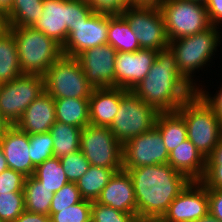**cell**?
Segmentation results:
<instances>
[{
	"mask_svg": "<svg viewBox=\"0 0 222 222\" xmlns=\"http://www.w3.org/2000/svg\"><path fill=\"white\" fill-rule=\"evenodd\" d=\"M126 170L132 180L138 220L161 219L191 180L168 163Z\"/></svg>",
	"mask_w": 222,
	"mask_h": 222,
	"instance_id": "cell-1",
	"label": "cell"
},
{
	"mask_svg": "<svg viewBox=\"0 0 222 222\" xmlns=\"http://www.w3.org/2000/svg\"><path fill=\"white\" fill-rule=\"evenodd\" d=\"M195 85L181 75L175 54L167 48L158 51L146 77L131 91L158 112H172L196 92Z\"/></svg>",
	"mask_w": 222,
	"mask_h": 222,
	"instance_id": "cell-2",
	"label": "cell"
},
{
	"mask_svg": "<svg viewBox=\"0 0 222 222\" xmlns=\"http://www.w3.org/2000/svg\"><path fill=\"white\" fill-rule=\"evenodd\" d=\"M14 32L22 74L44 76L62 55V45L39 30L30 27L6 26Z\"/></svg>",
	"mask_w": 222,
	"mask_h": 222,
	"instance_id": "cell-3",
	"label": "cell"
},
{
	"mask_svg": "<svg viewBox=\"0 0 222 222\" xmlns=\"http://www.w3.org/2000/svg\"><path fill=\"white\" fill-rule=\"evenodd\" d=\"M177 111L186 122L188 139L207 159L222 139V123L197 92L193 93Z\"/></svg>",
	"mask_w": 222,
	"mask_h": 222,
	"instance_id": "cell-4",
	"label": "cell"
},
{
	"mask_svg": "<svg viewBox=\"0 0 222 222\" xmlns=\"http://www.w3.org/2000/svg\"><path fill=\"white\" fill-rule=\"evenodd\" d=\"M94 13L87 0H43L42 16L32 27L63 46L68 33Z\"/></svg>",
	"mask_w": 222,
	"mask_h": 222,
	"instance_id": "cell-5",
	"label": "cell"
},
{
	"mask_svg": "<svg viewBox=\"0 0 222 222\" xmlns=\"http://www.w3.org/2000/svg\"><path fill=\"white\" fill-rule=\"evenodd\" d=\"M217 26L211 25L195 35L169 41V48L175 54L177 67L181 75L191 84L192 73L205 66L220 44V33Z\"/></svg>",
	"mask_w": 222,
	"mask_h": 222,
	"instance_id": "cell-6",
	"label": "cell"
},
{
	"mask_svg": "<svg viewBox=\"0 0 222 222\" xmlns=\"http://www.w3.org/2000/svg\"><path fill=\"white\" fill-rule=\"evenodd\" d=\"M162 13L169 41L195 35L211 26L204 3L191 0H165Z\"/></svg>",
	"mask_w": 222,
	"mask_h": 222,
	"instance_id": "cell-7",
	"label": "cell"
},
{
	"mask_svg": "<svg viewBox=\"0 0 222 222\" xmlns=\"http://www.w3.org/2000/svg\"><path fill=\"white\" fill-rule=\"evenodd\" d=\"M43 77L45 91L54 99L90 98L94 89L75 57L62 55Z\"/></svg>",
	"mask_w": 222,
	"mask_h": 222,
	"instance_id": "cell-8",
	"label": "cell"
},
{
	"mask_svg": "<svg viewBox=\"0 0 222 222\" xmlns=\"http://www.w3.org/2000/svg\"><path fill=\"white\" fill-rule=\"evenodd\" d=\"M159 112L129 90L120 100V106L109 126L116 139L123 145L128 140L155 126Z\"/></svg>",
	"mask_w": 222,
	"mask_h": 222,
	"instance_id": "cell-9",
	"label": "cell"
},
{
	"mask_svg": "<svg viewBox=\"0 0 222 222\" xmlns=\"http://www.w3.org/2000/svg\"><path fill=\"white\" fill-rule=\"evenodd\" d=\"M80 150L90 165L123 169V145L116 139L109 127L89 124L82 129Z\"/></svg>",
	"mask_w": 222,
	"mask_h": 222,
	"instance_id": "cell-10",
	"label": "cell"
},
{
	"mask_svg": "<svg viewBox=\"0 0 222 222\" xmlns=\"http://www.w3.org/2000/svg\"><path fill=\"white\" fill-rule=\"evenodd\" d=\"M140 48L160 51L169 48L162 13L157 6L130 5L122 13Z\"/></svg>",
	"mask_w": 222,
	"mask_h": 222,
	"instance_id": "cell-11",
	"label": "cell"
},
{
	"mask_svg": "<svg viewBox=\"0 0 222 222\" xmlns=\"http://www.w3.org/2000/svg\"><path fill=\"white\" fill-rule=\"evenodd\" d=\"M44 91L43 76L22 74L11 82L0 85V112L13 126Z\"/></svg>",
	"mask_w": 222,
	"mask_h": 222,
	"instance_id": "cell-12",
	"label": "cell"
},
{
	"mask_svg": "<svg viewBox=\"0 0 222 222\" xmlns=\"http://www.w3.org/2000/svg\"><path fill=\"white\" fill-rule=\"evenodd\" d=\"M169 152L154 126L123 144V169L168 163Z\"/></svg>",
	"mask_w": 222,
	"mask_h": 222,
	"instance_id": "cell-13",
	"label": "cell"
},
{
	"mask_svg": "<svg viewBox=\"0 0 222 222\" xmlns=\"http://www.w3.org/2000/svg\"><path fill=\"white\" fill-rule=\"evenodd\" d=\"M208 212L207 187L201 181H191L171 202L161 219L164 222H195Z\"/></svg>",
	"mask_w": 222,
	"mask_h": 222,
	"instance_id": "cell-14",
	"label": "cell"
},
{
	"mask_svg": "<svg viewBox=\"0 0 222 222\" xmlns=\"http://www.w3.org/2000/svg\"><path fill=\"white\" fill-rule=\"evenodd\" d=\"M116 53V49L107 43L85 50L75 57L93 88L115 87Z\"/></svg>",
	"mask_w": 222,
	"mask_h": 222,
	"instance_id": "cell-15",
	"label": "cell"
},
{
	"mask_svg": "<svg viewBox=\"0 0 222 222\" xmlns=\"http://www.w3.org/2000/svg\"><path fill=\"white\" fill-rule=\"evenodd\" d=\"M109 13L95 12L86 22L68 33L63 55L76 57L81 52L108 43Z\"/></svg>",
	"mask_w": 222,
	"mask_h": 222,
	"instance_id": "cell-16",
	"label": "cell"
},
{
	"mask_svg": "<svg viewBox=\"0 0 222 222\" xmlns=\"http://www.w3.org/2000/svg\"><path fill=\"white\" fill-rule=\"evenodd\" d=\"M158 51L139 49L115 55V87L132 90L148 74Z\"/></svg>",
	"mask_w": 222,
	"mask_h": 222,
	"instance_id": "cell-17",
	"label": "cell"
},
{
	"mask_svg": "<svg viewBox=\"0 0 222 222\" xmlns=\"http://www.w3.org/2000/svg\"><path fill=\"white\" fill-rule=\"evenodd\" d=\"M29 135L11 126L0 138V148L6 158L8 168L21 172L24 176L34 175L35 166L30 159Z\"/></svg>",
	"mask_w": 222,
	"mask_h": 222,
	"instance_id": "cell-18",
	"label": "cell"
},
{
	"mask_svg": "<svg viewBox=\"0 0 222 222\" xmlns=\"http://www.w3.org/2000/svg\"><path fill=\"white\" fill-rule=\"evenodd\" d=\"M96 202L136 216V198L129 173L123 169L115 172Z\"/></svg>",
	"mask_w": 222,
	"mask_h": 222,
	"instance_id": "cell-19",
	"label": "cell"
},
{
	"mask_svg": "<svg viewBox=\"0 0 222 222\" xmlns=\"http://www.w3.org/2000/svg\"><path fill=\"white\" fill-rule=\"evenodd\" d=\"M55 122L54 98L44 91L26 108L15 126L29 135L49 132Z\"/></svg>",
	"mask_w": 222,
	"mask_h": 222,
	"instance_id": "cell-20",
	"label": "cell"
},
{
	"mask_svg": "<svg viewBox=\"0 0 222 222\" xmlns=\"http://www.w3.org/2000/svg\"><path fill=\"white\" fill-rule=\"evenodd\" d=\"M128 91L120 87L94 88L89 98L90 124L109 127Z\"/></svg>",
	"mask_w": 222,
	"mask_h": 222,
	"instance_id": "cell-21",
	"label": "cell"
},
{
	"mask_svg": "<svg viewBox=\"0 0 222 222\" xmlns=\"http://www.w3.org/2000/svg\"><path fill=\"white\" fill-rule=\"evenodd\" d=\"M168 164L191 181H201L206 172V159L189 139L169 153Z\"/></svg>",
	"mask_w": 222,
	"mask_h": 222,
	"instance_id": "cell-22",
	"label": "cell"
},
{
	"mask_svg": "<svg viewBox=\"0 0 222 222\" xmlns=\"http://www.w3.org/2000/svg\"><path fill=\"white\" fill-rule=\"evenodd\" d=\"M22 75L14 32L6 27L0 32V85Z\"/></svg>",
	"mask_w": 222,
	"mask_h": 222,
	"instance_id": "cell-23",
	"label": "cell"
},
{
	"mask_svg": "<svg viewBox=\"0 0 222 222\" xmlns=\"http://www.w3.org/2000/svg\"><path fill=\"white\" fill-rule=\"evenodd\" d=\"M155 127L169 153L188 139L186 122L178 111L159 112Z\"/></svg>",
	"mask_w": 222,
	"mask_h": 222,
	"instance_id": "cell-24",
	"label": "cell"
},
{
	"mask_svg": "<svg viewBox=\"0 0 222 222\" xmlns=\"http://www.w3.org/2000/svg\"><path fill=\"white\" fill-rule=\"evenodd\" d=\"M56 121L83 129L90 124L89 98L54 99Z\"/></svg>",
	"mask_w": 222,
	"mask_h": 222,
	"instance_id": "cell-25",
	"label": "cell"
},
{
	"mask_svg": "<svg viewBox=\"0 0 222 222\" xmlns=\"http://www.w3.org/2000/svg\"><path fill=\"white\" fill-rule=\"evenodd\" d=\"M108 44L117 52H135L141 49L123 14H109Z\"/></svg>",
	"mask_w": 222,
	"mask_h": 222,
	"instance_id": "cell-26",
	"label": "cell"
},
{
	"mask_svg": "<svg viewBox=\"0 0 222 222\" xmlns=\"http://www.w3.org/2000/svg\"><path fill=\"white\" fill-rule=\"evenodd\" d=\"M43 0H13L4 14L6 26L30 27L42 16Z\"/></svg>",
	"mask_w": 222,
	"mask_h": 222,
	"instance_id": "cell-27",
	"label": "cell"
},
{
	"mask_svg": "<svg viewBox=\"0 0 222 222\" xmlns=\"http://www.w3.org/2000/svg\"><path fill=\"white\" fill-rule=\"evenodd\" d=\"M49 132L53 138L54 157L62 158L80 149L81 128L56 121Z\"/></svg>",
	"mask_w": 222,
	"mask_h": 222,
	"instance_id": "cell-28",
	"label": "cell"
},
{
	"mask_svg": "<svg viewBox=\"0 0 222 222\" xmlns=\"http://www.w3.org/2000/svg\"><path fill=\"white\" fill-rule=\"evenodd\" d=\"M25 210L39 214H50L54 193L43 186L33 175L24 182Z\"/></svg>",
	"mask_w": 222,
	"mask_h": 222,
	"instance_id": "cell-29",
	"label": "cell"
},
{
	"mask_svg": "<svg viewBox=\"0 0 222 222\" xmlns=\"http://www.w3.org/2000/svg\"><path fill=\"white\" fill-rule=\"evenodd\" d=\"M114 173L113 169L91 165L76 183L82 198L96 201Z\"/></svg>",
	"mask_w": 222,
	"mask_h": 222,
	"instance_id": "cell-30",
	"label": "cell"
},
{
	"mask_svg": "<svg viewBox=\"0 0 222 222\" xmlns=\"http://www.w3.org/2000/svg\"><path fill=\"white\" fill-rule=\"evenodd\" d=\"M33 176L52 193H56L69 183L60 158L57 157L47 159L38 165Z\"/></svg>",
	"mask_w": 222,
	"mask_h": 222,
	"instance_id": "cell-31",
	"label": "cell"
},
{
	"mask_svg": "<svg viewBox=\"0 0 222 222\" xmlns=\"http://www.w3.org/2000/svg\"><path fill=\"white\" fill-rule=\"evenodd\" d=\"M29 145L30 159L35 167L54 157L53 138L50 132L29 134Z\"/></svg>",
	"mask_w": 222,
	"mask_h": 222,
	"instance_id": "cell-32",
	"label": "cell"
},
{
	"mask_svg": "<svg viewBox=\"0 0 222 222\" xmlns=\"http://www.w3.org/2000/svg\"><path fill=\"white\" fill-rule=\"evenodd\" d=\"M92 201L83 199L68 208L58 209L50 216V222H91Z\"/></svg>",
	"mask_w": 222,
	"mask_h": 222,
	"instance_id": "cell-33",
	"label": "cell"
},
{
	"mask_svg": "<svg viewBox=\"0 0 222 222\" xmlns=\"http://www.w3.org/2000/svg\"><path fill=\"white\" fill-rule=\"evenodd\" d=\"M24 210V191L0 194V220L14 222Z\"/></svg>",
	"mask_w": 222,
	"mask_h": 222,
	"instance_id": "cell-34",
	"label": "cell"
},
{
	"mask_svg": "<svg viewBox=\"0 0 222 222\" xmlns=\"http://www.w3.org/2000/svg\"><path fill=\"white\" fill-rule=\"evenodd\" d=\"M60 161L66 177L71 183H77L91 166L80 149L60 158Z\"/></svg>",
	"mask_w": 222,
	"mask_h": 222,
	"instance_id": "cell-35",
	"label": "cell"
},
{
	"mask_svg": "<svg viewBox=\"0 0 222 222\" xmlns=\"http://www.w3.org/2000/svg\"><path fill=\"white\" fill-rule=\"evenodd\" d=\"M91 222H136L134 214H127L109 206L92 201Z\"/></svg>",
	"mask_w": 222,
	"mask_h": 222,
	"instance_id": "cell-36",
	"label": "cell"
},
{
	"mask_svg": "<svg viewBox=\"0 0 222 222\" xmlns=\"http://www.w3.org/2000/svg\"><path fill=\"white\" fill-rule=\"evenodd\" d=\"M83 200L76 183L69 182L64 185L59 191L54 193L50 214L57 213L58 209L68 208L75 205Z\"/></svg>",
	"mask_w": 222,
	"mask_h": 222,
	"instance_id": "cell-37",
	"label": "cell"
},
{
	"mask_svg": "<svg viewBox=\"0 0 222 222\" xmlns=\"http://www.w3.org/2000/svg\"><path fill=\"white\" fill-rule=\"evenodd\" d=\"M26 176L21 172L7 168L0 174V194L21 192L24 189Z\"/></svg>",
	"mask_w": 222,
	"mask_h": 222,
	"instance_id": "cell-38",
	"label": "cell"
},
{
	"mask_svg": "<svg viewBox=\"0 0 222 222\" xmlns=\"http://www.w3.org/2000/svg\"><path fill=\"white\" fill-rule=\"evenodd\" d=\"M95 12L122 14L131 5L129 0H87Z\"/></svg>",
	"mask_w": 222,
	"mask_h": 222,
	"instance_id": "cell-39",
	"label": "cell"
},
{
	"mask_svg": "<svg viewBox=\"0 0 222 222\" xmlns=\"http://www.w3.org/2000/svg\"><path fill=\"white\" fill-rule=\"evenodd\" d=\"M201 182L207 189H222V166H206Z\"/></svg>",
	"mask_w": 222,
	"mask_h": 222,
	"instance_id": "cell-40",
	"label": "cell"
},
{
	"mask_svg": "<svg viewBox=\"0 0 222 222\" xmlns=\"http://www.w3.org/2000/svg\"><path fill=\"white\" fill-rule=\"evenodd\" d=\"M203 88L199 87L196 89V92L202 97V99L212 108L215 113V116L222 123V87L215 94L214 97L209 96V93L206 90H202ZM208 93V94H207Z\"/></svg>",
	"mask_w": 222,
	"mask_h": 222,
	"instance_id": "cell-41",
	"label": "cell"
},
{
	"mask_svg": "<svg viewBox=\"0 0 222 222\" xmlns=\"http://www.w3.org/2000/svg\"><path fill=\"white\" fill-rule=\"evenodd\" d=\"M209 213L222 222V189H207Z\"/></svg>",
	"mask_w": 222,
	"mask_h": 222,
	"instance_id": "cell-42",
	"label": "cell"
},
{
	"mask_svg": "<svg viewBox=\"0 0 222 222\" xmlns=\"http://www.w3.org/2000/svg\"><path fill=\"white\" fill-rule=\"evenodd\" d=\"M211 25L222 24V0H206L204 2Z\"/></svg>",
	"mask_w": 222,
	"mask_h": 222,
	"instance_id": "cell-43",
	"label": "cell"
},
{
	"mask_svg": "<svg viewBox=\"0 0 222 222\" xmlns=\"http://www.w3.org/2000/svg\"><path fill=\"white\" fill-rule=\"evenodd\" d=\"M14 222H50V216L24 210Z\"/></svg>",
	"mask_w": 222,
	"mask_h": 222,
	"instance_id": "cell-44",
	"label": "cell"
},
{
	"mask_svg": "<svg viewBox=\"0 0 222 222\" xmlns=\"http://www.w3.org/2000/svg\"><path fill=\"white\" fill-rule=\"evenodd\" d=\"M206 166H222V139L206 159Z\"/></svg>",
	"mask_w": 222,
	"mask_h": 222,
	"instance_id": "cell-45",
	"label": "cell"
},
{
	"mask_svg": "<svg viewBox=\"0 0 222 222\" xmlns=\"http://www.w3.org/2000/svg\"><path fill=\"white\" fill-rule=\"evenodd\" d=\"M11 127L10 123L4 118L0 112V138Z\"/></svg>",
	"mask_w": 222,
	"mask_h": 222,
	"instance_id": "cell-46",
	"label": "cell"
},
{
	"mask_svg": "<svg viewBox=\"0 0 222 222\" xmlns=\"http://www.w3.org/2000/svg\"><path fill=\"white\" fill-rule=\"evenodd\" d=\"M165 0H137V5L159 7Z\"/></svg>",
	"mask_w": 222,
	"mask_h": 222,
	"instance_id": "cell-47",
	"label": "cell"
},
{
	"mask_svg": "<svg viewBox=\"0 0 222 222\" xmlns=\"http://www.w3.org/2000/svg\"><path fill=\"white\" fill-rule=\"evenodd\" d=\"M13 0H0V12L4 15L11 7Z\"/></svg>",
	"mask_w": 222,
	"mask_h": 222,
	"instance_id": "cell-48",
	"label": "cell"
},
{
	"mask_svg": "<svg viewBox=\"0 0 222 222\" xmlns=\"http://www.w3.org/2000/svg\"><path fill=\"white\" fill-rule=\"evenodd\" d=\"M195 222H221L216 217H214L211 213H207L203 217L199 218Z\"/></svg>",
	"mask_w": 222,
	"mask_h": 222,
	"instance_id": "cell-49",
	"label": "cell"
},
{
	"mask_svg": "<svg viewBox=\"0 0 222 222\" xmlns=\"http://www.w3.org/2000/svg\"><path fill=\"white\" fill-rule=\"evenodd\" d=\"M8 168L7 162H6V158L0 148V174Z\"/></svg>",
	"mask_w": 222,
	"mask_h": 222,
	"instance_id": "cell-50",
	"label": "cell"
},
{
	"mask_svg": "<svg viewBox=\"0 0 222 222\" xmlns=\"http://www.w3.org/2000/svg\"><path fill=\"white\" fill-rule=\"evenodd\" d=\"M6 28L4 15L0 12V32Z\"/></svg>",
	"mask_w": 222,
	"mask_h": 222,
	"instance_id": "cell-51",
	"label": "cell"
},
{
	"mask_svg": "<svg viewBox=\"0 0 222 222\" xmlns=\"http://www.w3.org/2000/svg\"><path fill=\"white\" fill-rule=\"evenodd\" d=\"M149 222H164L162 219H149Z\"/></svg>",
	"mask_w": 222,
	"mask_h": 222,
	"instance_id": "cell-52",
	"label": "cell"
},
{
	"mask_svg": "<svg viewBox=\"0 0 222 222\" xmlns=\"http://www.w3.org/2000/svg\"><path fill=\"white\" fill-rule=\"evenodd\" d=\"M131 2V5H137V0H129Z\"/></svg>",
	"mask_w": 222,
	"mask_h": 222,
	"instance_id": "cell-53",
	"label": "cell"
},
{
	"mask_svg": "<svg viewBox=\"0 0 222 222\" xmlns=\"http://www.w3.org/2000/svg\"><path fill=\"white\" fill-rule=\"evenodd\" d=\"M136 222H149V219H146V220H137Z\"/></svg>",
	"mask_w": 222,
	"mask_h": 222,
	"instance_id": "cell-54",
	"label": "cell"
},
{
	"mask_svg": "<svg viewBox=\"0 0 222 222\" xmlns=\"http://www.w3.org/2000/svg\"><path fill=\"white\" fill-rule=\"evenodd\" d=\"M191 1H197V2L204 3L206 0H191Z\"/></svg>",
	"mask_w": 222,
	"mask_h": 222,
	"instance_id": "cell-55",
	"label": "cell"
}]
</instances>
